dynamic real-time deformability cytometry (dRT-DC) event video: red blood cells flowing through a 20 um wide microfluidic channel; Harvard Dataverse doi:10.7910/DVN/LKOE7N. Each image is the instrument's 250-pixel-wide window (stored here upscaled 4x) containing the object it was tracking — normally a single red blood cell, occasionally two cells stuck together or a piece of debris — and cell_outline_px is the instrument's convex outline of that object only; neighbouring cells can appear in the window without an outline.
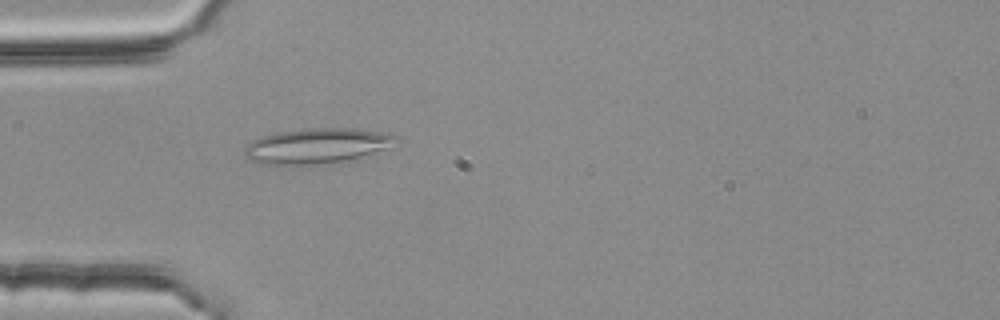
{"species": "common noctule bat (a hibernating species)", "species_latin": "Nyctalus noctula", "temperature_condition": "room temperature", "stored_images_in_passage": 5, "camera_frame_rate_fps": 3000, "um_per_image_px": 0.085, "animal": {"sex": "female", "body_mass_g": 25.1}, "frame": {"image": 1, "passage_image": 5, "time_ms": 1.333, "image_size_px": [1000, 320], "cell_outline_px": [[400, 140], [388, 148], [360, 156], [328, 164], [292, 168], [260, 164], [248, 160], [244, 156], [244, 148], [252, 140], [260, 136], [280, 132], [304, 128], [356, 128], [384, 132], [400, 136]], "centroid_in_image_um": [26.87, 12.43], "position_along_channel_um": 58.1, "area_um2": 32.31}}